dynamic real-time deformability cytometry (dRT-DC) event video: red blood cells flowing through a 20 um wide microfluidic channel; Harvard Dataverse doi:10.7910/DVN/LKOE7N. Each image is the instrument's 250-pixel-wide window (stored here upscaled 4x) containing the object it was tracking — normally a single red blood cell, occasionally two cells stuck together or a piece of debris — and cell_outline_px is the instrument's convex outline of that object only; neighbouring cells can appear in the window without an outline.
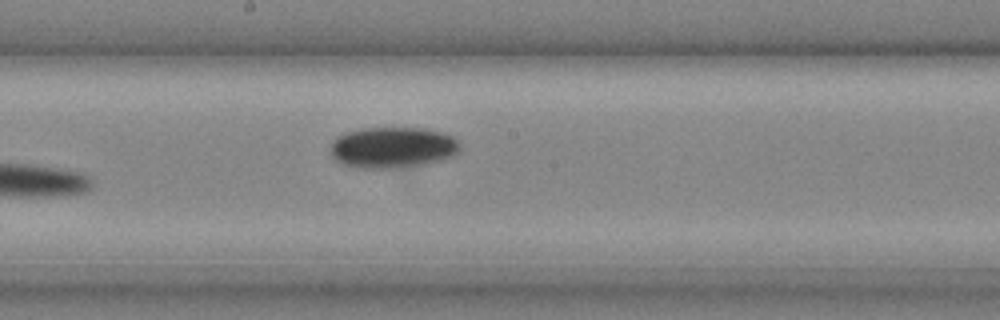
{"species": "common noctule bat (a hibernating species)", "species_latin": "Nyctalus noctula", "temperature_condition": "cold", "stored_images_in_passage": 10, "camera_frame_rate_fps": 3000, "um_per_image_px": 0.085, "animal": {"sex": "male", "body_mass_g": 20.4}, "frame": {"image": 1, "passage_image": 10, "time_ms": 3.0, "image_size_px": [1000, 320], "cell_outline_px": [[456, 152], [452, 156], [404, 168], [364, 168], [344, 164], [336, 160], [332, 156], [332, 144], [340, 136], [348, 132], [368, 128], [416, 128], [436, 132], [448, 136], [456, 140]], "centroid_in_image_um": [33.31, 12.55], "position_along_channel_um": 214.9, "area_um2": 29.71}}